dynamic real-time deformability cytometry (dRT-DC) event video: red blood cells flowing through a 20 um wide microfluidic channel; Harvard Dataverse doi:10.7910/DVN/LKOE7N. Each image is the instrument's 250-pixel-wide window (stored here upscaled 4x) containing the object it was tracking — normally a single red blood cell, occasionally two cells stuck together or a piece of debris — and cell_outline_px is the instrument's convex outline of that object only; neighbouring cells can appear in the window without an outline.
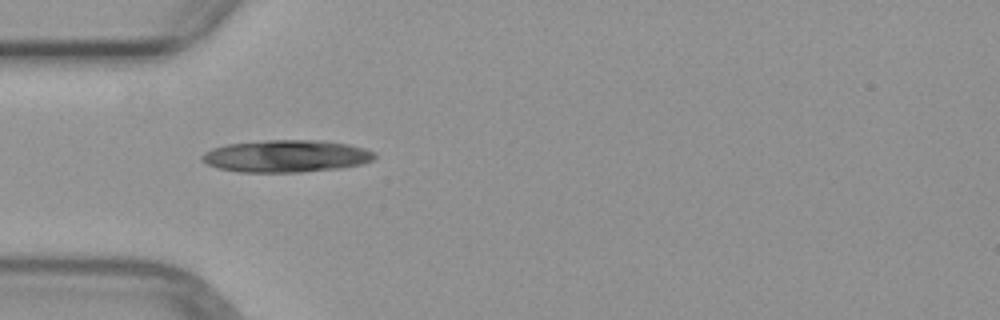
{"species": "common noctule bat (a hibernating species)", "species_latin": "Nyctalus noctula", "temperature_condition": "warm", "stored_images_in_passage": 1, "camera_frame_rate_fps": 3000, "um_per_image_px": 0.085, "animal": {"sex": "female", "body_mass_g": 29.2, "forearm_length_mm": 56.3}, "frame": {"image": 1, "passage_image": 1, "time_ms": 0.0, "image_size_px": [1000, 320], "cell_outline_px": [[376, 156], [372, 160], [360, 164], [340, 168], [300, 172], [240, 172], [220, 168], [208, 164], [200, 160], [200, 156], [204, 152], [212, 148], [224, 144], [264, 140], [324, 140], [348, 144], [364, 148], [376, 152]], "centroid_in_image_um": [24.31, 13.26], "position_along_channel_um": 60.7, "area_um2": 32.6}}